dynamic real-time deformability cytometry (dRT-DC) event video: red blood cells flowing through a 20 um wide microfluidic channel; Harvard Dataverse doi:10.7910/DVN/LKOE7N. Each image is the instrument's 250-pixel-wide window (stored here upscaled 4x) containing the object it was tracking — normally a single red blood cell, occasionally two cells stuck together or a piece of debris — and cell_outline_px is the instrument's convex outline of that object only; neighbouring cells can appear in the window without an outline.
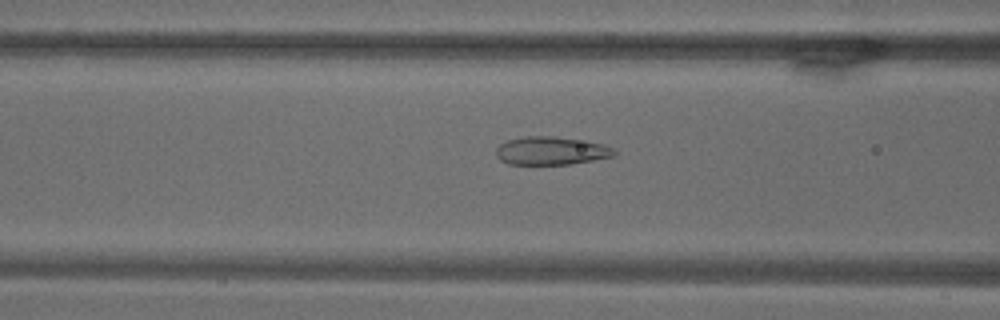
{"species": "common noctule bat (a hibernating species)", "species_latin": "Nyctalus noctula", "temperature_condition": "warm", "stored_images_in_passage": 44, "camera_frame_rate_fps": 3000, "um_per_image_px": 0.085, "animal": {"sex": "male", "body_mass_g": 18.8}, "frame": {"image": 1, "passage_image": 10, "time_ms": 3.0, "image_size_px": [1000, 320], "cell_outline_px": [[616, 156], [568, 164], [508, 164], [500, 160], [496, 156], [496, 148], [500, 144], [508, 140], [524, 136], [552, 136], [604, 144], [616, 148]], "centroid_in_image_um": [46.85, 12.82], "position_along_channel_um": 119.7, "area_um2": 19.36}}
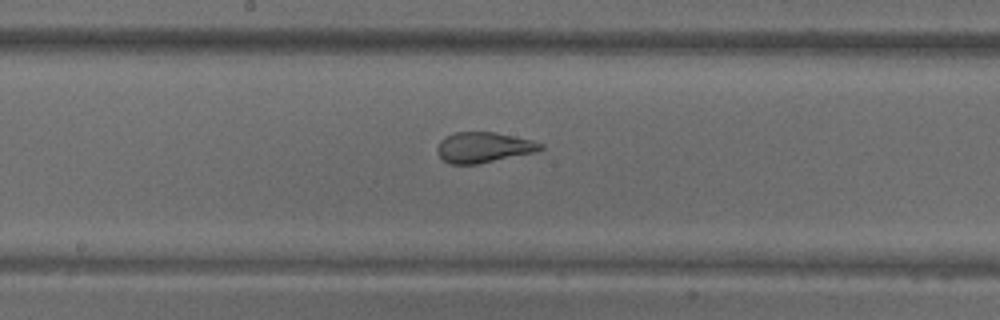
{"frame": {"image": 2, "passage_image": 19, "time_ms": 6.0, "image_size_px": [1000, 320], "cell_outline_px": [[544, 148], [536, 152], [476, 164], [448, 164], [436, 152], [436, 148], [440, 140], [444, 136], [456, 132], [496, 132], [532, 140], [544, 144]], "centroid_in_image_um": [41.09, 12.52], "position_along_channel_um": 207.1, "area_um2": 18.44}}
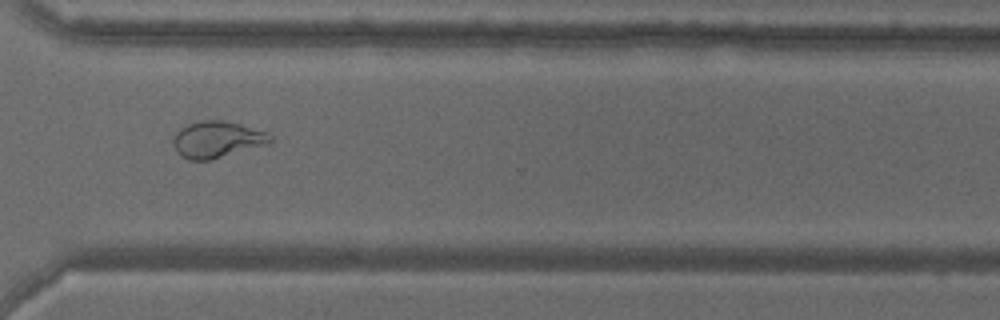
{"frame": {"image": 3, "passage_image": 34, "time_ms": 11.0, "image_size_px": [1000, 320], "cell_outline_px": [[272, 140], [268, 144], [212, 160], [188, 160], [180, 156], [176, 152], [172, 144], [172, 140], [176, 132], [180, 128], [188, 124], [200, 120], [224, 120], [240, 124], [264, 132], [272, 136]], "centroid_in_image_um": [18.4, 11.87], "position_along_channel_um": 352.2, "area_um2": 20.81}}